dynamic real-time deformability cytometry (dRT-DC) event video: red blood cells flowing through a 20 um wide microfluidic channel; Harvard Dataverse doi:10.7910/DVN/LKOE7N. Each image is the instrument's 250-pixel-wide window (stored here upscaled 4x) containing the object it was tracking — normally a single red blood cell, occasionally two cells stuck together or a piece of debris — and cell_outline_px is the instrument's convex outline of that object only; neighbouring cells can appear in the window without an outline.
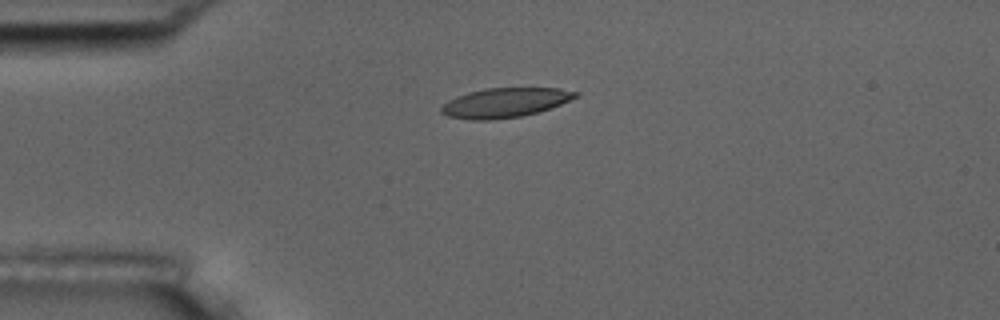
{"species": "common noctule bat (a hibernating species)", "species_latin": "Nyctalus noctula", "temperature_condition": "room temperature", "stored_images_in_passage": 9, "camera_frame_rate_fps": 3000, "um_per_image_px": 0.085, "animal": {"sex": "male", "body_mass_g": 17.5, "forearm_length_mm": 52.3}, "frame": {"image": 1, "passage_image": 4, "time_ms": 4.333, "image_size_px": [1000, 320], "cell_outline_px": [[580, 96], [540, 112], [520, 116], [492, 120], [468, 120], [448, 116], [440, 112], [440, 108], [448, 100], [456, 96], [468, 92], [484, 88], [560, 88], [580, 92]], "centroid_in_image_um": [42.93, 8.72], "position_along_channel_um": 42.1, "area_um2": 23.29}}
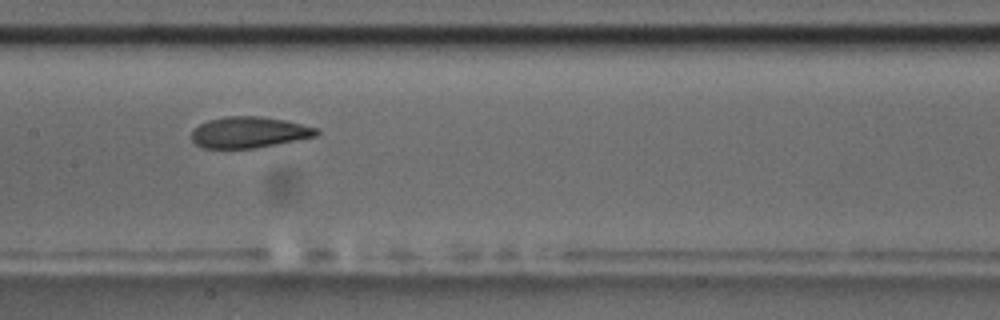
{"frame": {"image": 2, "passage_image": 8, "time_ms": 9.0, "image_size_px": [1000, 320], "cell_outline_px": [[320, 132], [316, 136], [256, 148], [204, 148], [196, 144], [192, 140], [192, 128], [208, 120], [224, 116], [260, 116], [284, 120], [316, 128]], "centroid_in_image_um": [21.13, 11.24], "position_along_channel_um": 186.3, "area_um2": 22.54}}
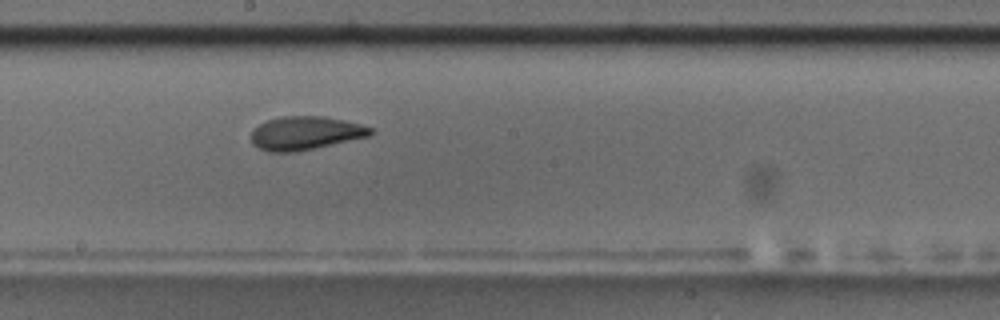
{"frame": {"image": 3, "passage_image": 9, "time_ms": 10.0, "image_size_px": [1000, 320], "cell_outline_px": [[376, 132], [368, 136], [296, 152], [268, 152], [252, 144], [252, 128], [268, 120], [284, 116], [324, 116], [344, 120], [360, 124], [372, 128]], "centroid_in_image_um": [25.95, 11.31], "position_along_channel_um": 222.3, "area_um2": 23.18}}